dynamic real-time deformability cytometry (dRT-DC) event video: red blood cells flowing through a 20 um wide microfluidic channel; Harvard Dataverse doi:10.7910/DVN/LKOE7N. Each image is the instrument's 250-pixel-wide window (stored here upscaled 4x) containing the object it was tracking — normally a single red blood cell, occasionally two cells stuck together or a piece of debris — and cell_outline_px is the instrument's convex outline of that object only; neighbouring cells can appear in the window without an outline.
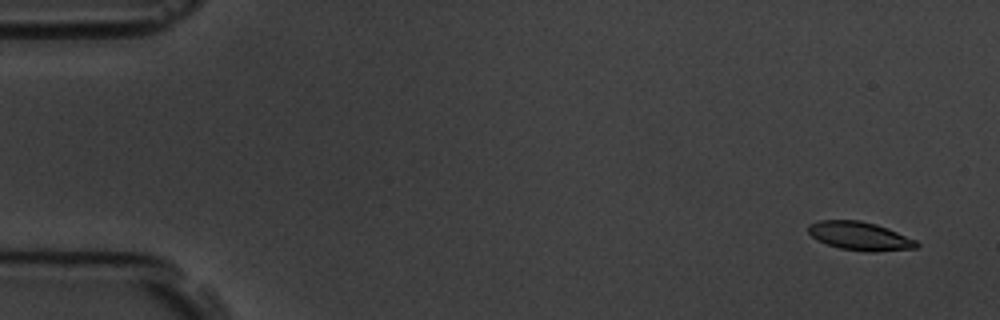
{"species": "common noctule bat (a hibernating species)", "species_latin": "Nyctalus noctula", "temperature_condition": "room temperature", "stored_images_in_passage": 5, "camera_frame_rate_fps": 3000, "um_per_image_px": 0.085, "animal": {"sex": "male", "body_mass_g": 19.5, "forearm_length_mm": 54.6}, "frame": {"image": 1, "passage_image": 1, "time_ms": 0.0, "image_size_px": [1000, 320], "cell_outline_px": [[920, 244], [916, 248], [876, 252], [868, 252], [840, 248], [828, 244], [812, 236], [808, 232], [808, 224], [820, 220], [860, 220], [876, 224], [888, 228], [916, 240]], "centroid_in_image_um": [73.11, 20.06], "position_along_channel_um": 11.9, "area_um2": 17.92}}
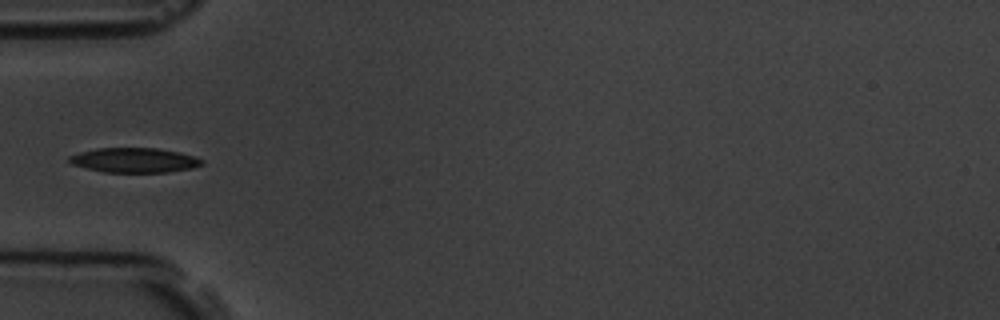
{"frame": {"image": 2, "passage_image": 5, "time_ms": 5.333, "image_size_px": [1000, 320], "cell_outline_px": [[204, 164], [192, 168], [168, 172], [104, 172], [72, 164], [68, 160], [68, 156], [80, 152], [96, 148], [156, 148], [180, 152], [196, 156], [204, 160]], "centroid_in_image_um": [11.46, 13.61], "position_along_channel_um": 73.5, "area_um2": 19.13}}